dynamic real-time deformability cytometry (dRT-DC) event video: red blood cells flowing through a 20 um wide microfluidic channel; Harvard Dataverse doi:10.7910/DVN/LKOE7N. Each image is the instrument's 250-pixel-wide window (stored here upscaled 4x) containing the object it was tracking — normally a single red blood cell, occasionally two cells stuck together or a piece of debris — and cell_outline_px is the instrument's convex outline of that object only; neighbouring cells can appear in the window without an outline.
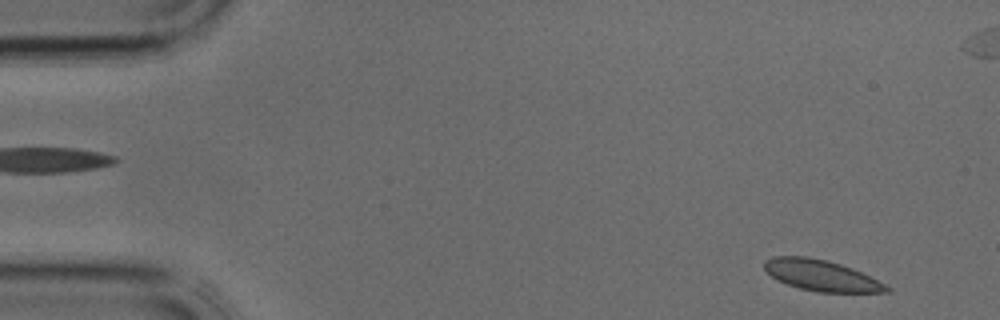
{"species": "common noctule bat (a hibernating species)", "species_latin": "Nyctalus noctula", "temperature_condition": "cold", "stored_images_in_passage": 11, "camera_frame_rate_fps": 3000, "um_per_image_px": 0.085, "animal": {"sex": "male", "body_mass_g": 17.9, "forearm_length_mm": 54.2}, "frame": {"image": 1, "passage_image": 1, "time_ms": 0.0, "image_size_px": [1000, 320], "cell_outline_px": [[892, 288], [888, 292], [820, 292], [800, 288], [788, 284], [772, 276], [764, 268], [764, 260], [772, 256], [808, 256], [828, 260], [852, 268]], "centroid_in_image_um": [69.79, 23.39], "position_along_channel_um": 15.2, "area_um2": 21.73}}
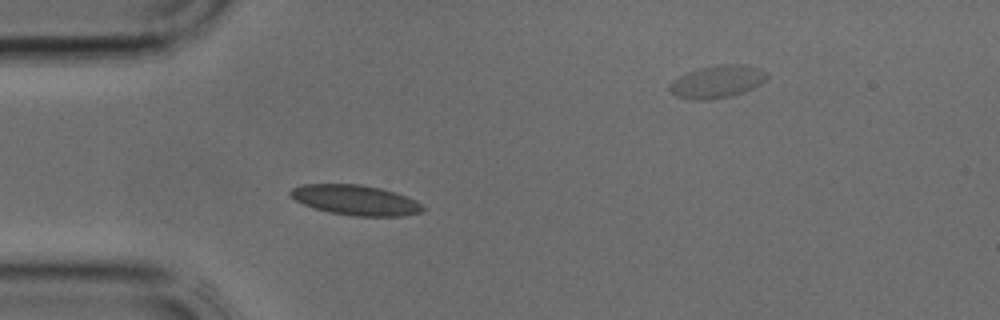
{"frame": {"image": 2, "passage_image": 9, "time_ms": 2.667, "image_size_px": [1000, 320], "cell_outline_px": [[424, 212], [400, 216], [356, 216], [332, 212], [316, 208], [304, 204], [296, 200], [288, 192], [292, 188], [300, 184], [360, 184], [380, 188], [396, 192], [416, 200], [424, 204]], "centroid_in_image_um": [30.27, 17.0], "position_along_channel_um": 54.7, "area_um2": 23.18}}